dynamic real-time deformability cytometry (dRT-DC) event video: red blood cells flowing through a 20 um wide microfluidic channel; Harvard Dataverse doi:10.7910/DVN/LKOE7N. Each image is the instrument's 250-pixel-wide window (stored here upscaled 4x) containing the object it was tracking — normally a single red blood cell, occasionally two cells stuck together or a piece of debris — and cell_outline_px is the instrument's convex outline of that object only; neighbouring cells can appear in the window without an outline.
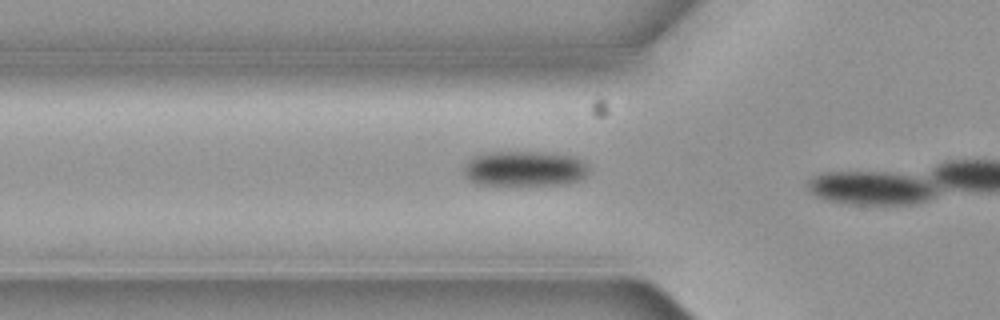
{"species": "common noctule bat (a hibernating species)", "species_latin": "Nyctalus noctula", "temperature_condition": "cold", "stored_images_in_passage": 4, "camera_frame_rate_fps": 3000, "um_per_image_px": 0.085, "animal": {"sex": "female", "body_mass_g": 19.3, "forearm_length_mm": 54.1}, "frame": {"image": 1, "passage_image": 4, "time_ms": 1.0, "image_size_px": [1000, 320], "cell_outline_px": [[588, 168], [584, 176], [580, 180], [564, 184], [476, 184], [464, 176], [464, 168], [468, 160], [472, 156], [484, 152], [540, 152], [568, 156], [580, 160]], "centroid_in_image_um": [44.5, 14.33], "position_along_channel_um": 81.3, "area_um2": 25.26}}